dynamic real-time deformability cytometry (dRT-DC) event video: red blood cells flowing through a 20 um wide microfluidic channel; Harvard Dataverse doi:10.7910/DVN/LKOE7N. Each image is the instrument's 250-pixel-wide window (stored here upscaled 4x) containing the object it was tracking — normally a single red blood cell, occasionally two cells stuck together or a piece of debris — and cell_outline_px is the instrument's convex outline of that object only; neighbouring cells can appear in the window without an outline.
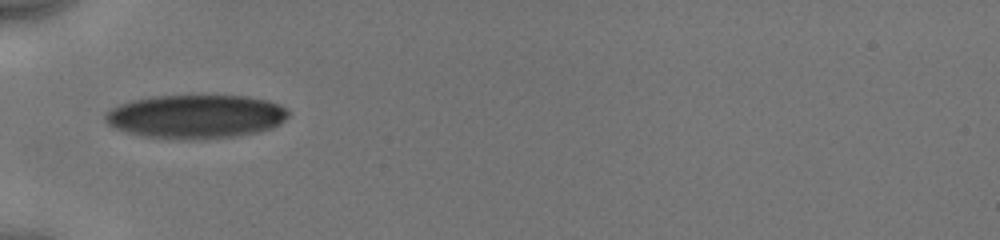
{"species": "human", "species_latin": "Homo sapiens", "temperature_condition": "cold", "stored_images_in_passage": 20, "camera_frame_rate_fps": 3000, "um_per_image_px": 0.085, "donor": {"sex": "male"}, "frame": {"image": 1, "passage_image": 1, "time_ms": 0.0, "image_size_px": [1000, 240], "cell_outline_px": [[288, 116], [280, 124], [272, 128], [260, 132], [232, 136], [144, 136], [128, 132], [116, 128], [108, 124], [104, 120], [104, 116], [112, 108], [120, 104], [132, 100], [152, 96], [248, 96], [268, 100], [288, 108]], "centroid_in_image_um": [16.69, 9.85], "position_along_channel_um": 68.3, "area_um2": 45.26}}
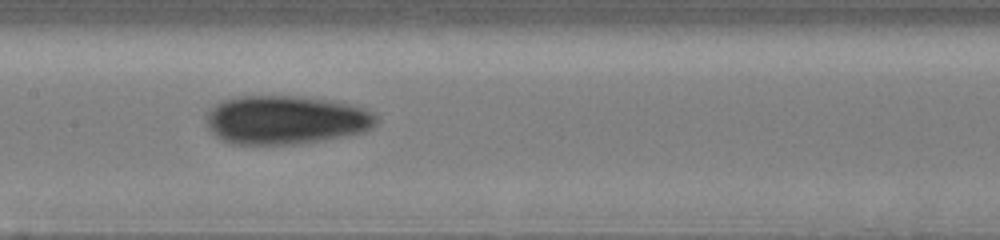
{"frame": {"image": 2, "passage_image": 9, "time_ms": 3.0, "image_size_px": [1000, 240], "cell_outline_px": [[380, 120], [372, 128], [364, 132], [324, 140], [292, 144], [232, 144], [220, 140], [208, 128], [204, 116], [208, 108], [220, 100], [236, 96], [300, 96], [336, 100], [364, 108], [376, 112], [380, 116]], "centroid_in_image_um": [24.29, 10.17], "position_along_channel_um": 183.1, "area_um2": 49.36}}
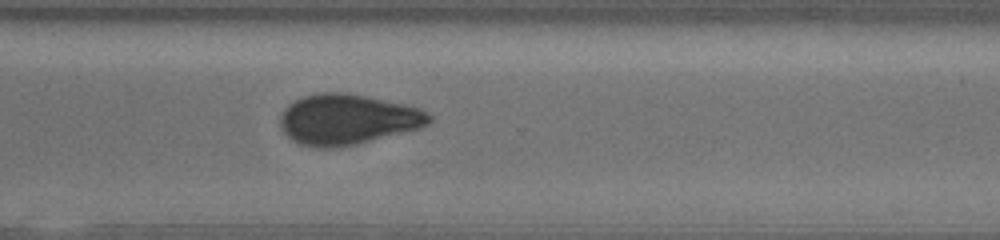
{"frame": {"image": 3, "passage_image": 20, "time_ms": 7.0, "image_size_px": [1000, 240], "cell_outline_px": [[432, 120], [428, 124], [420, 128], [356, 144], [332, 148], [316, 148], [300, 144], [292, 140], [280, 128], [280, 116], [284, 108], [288, 104], [304, 96], [316, 92], [344, 92], [364, 96], [420, 108], [428, 112], [432, 116]], "centroid_in_image_um": [29.5, 10.15], "position_along_channel_um": 341.1, "area_um2": 43.7}}